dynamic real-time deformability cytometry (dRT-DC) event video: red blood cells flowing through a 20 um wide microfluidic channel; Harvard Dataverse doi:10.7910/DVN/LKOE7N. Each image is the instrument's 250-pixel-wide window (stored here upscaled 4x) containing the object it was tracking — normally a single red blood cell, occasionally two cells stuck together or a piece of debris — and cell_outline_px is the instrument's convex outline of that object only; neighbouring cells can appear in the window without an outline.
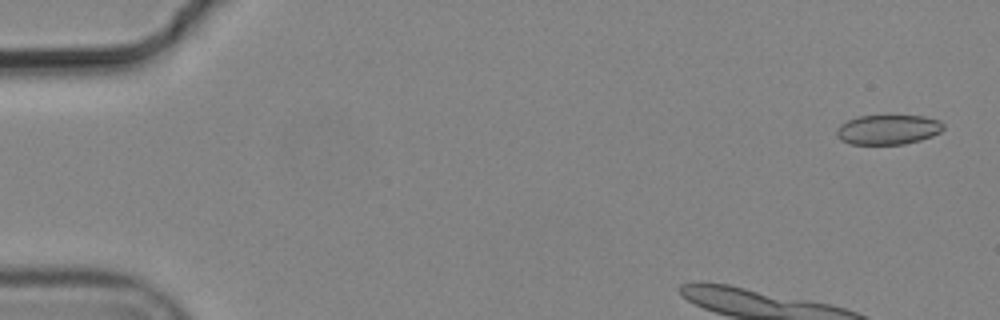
{"species": "common noctule bat (a hibernating species)", "species_latin": "Nyctalus noctula", "temperature_condition": "cold", "stored_images_in_passage": 4, "camera_frame_rate_fps": 3000, "um_per_image_px": 0.085, "animal": {"sex": "male", "body_mass_g": 19.2, "forearm_length_mm": 51.8}, "frame": {"image": 1, "passage_image": 1, "time_ms": 0.0, "image_size_px": [1000, 320], "cell_outline_px": [[944, 128], [940, 132], [932, 136], [920, 140], [904, 144], [848, 144], [840, 140], [836, 136], [836, 128], [840, 124], [848, 120], [860, 116], [924, 116], [940, 120], [944, 124]], "centroid_in_image_um": [75.47, 11.02], "position_along_channel_um": 9.5, "area_um2": 18.61}}